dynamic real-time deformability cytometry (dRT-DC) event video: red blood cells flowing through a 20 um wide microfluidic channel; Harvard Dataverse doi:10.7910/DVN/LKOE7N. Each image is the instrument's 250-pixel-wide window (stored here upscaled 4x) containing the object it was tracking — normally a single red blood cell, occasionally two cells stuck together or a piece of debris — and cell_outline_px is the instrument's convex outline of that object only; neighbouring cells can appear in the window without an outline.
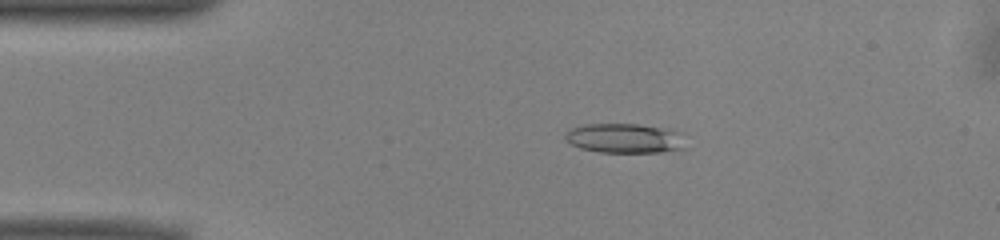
{"species": "common noctule bat (a hibernating species)", "species_latin": "Nyctalus noctula", "temperature_condition": "warm", "stored_images_in_passage": 51, "camera_frame_rate_fps": 3000, "um_per_image_px": 0.085, "animal": {"sex": "male", "body_mass_g": 13.0, "forearm_length_mm": 53.1}, "frame": {"image": 1, "passage_image": 10, "time_ms": 3.0, "image_size_px": [1000, 240], "cell_outline_px": [[688, 148], [660, 152], [600, 152], [580, 148], [572, 144], [564, 136], [564, 132], [572, 128], [584, 124], [640, 124], [672, 128], [684, 132]], "centroid_in_image_um": [53.23, 11.74], "position_along_channel_um": 31.8, "area_um2": 21.39}}
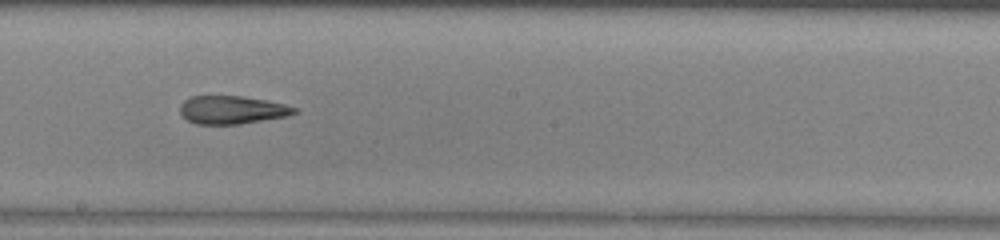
{"frame": {"image": 2, "passage_image": 28, "time_ms": 9.0, "image_size_px": [1000, 240], "cell_outline_px": [[300, 108], [296, 112], [288, 116], [240, 124], [196, 124], [188, 120], [180, 112], [180, 104], [184, 100], [192, 96], [244, 96], [268, 100]], "centroid_in_image_um": [19.75, 9.33], "position_along_channel_um": 228.4, "area_um2": 18.84}}
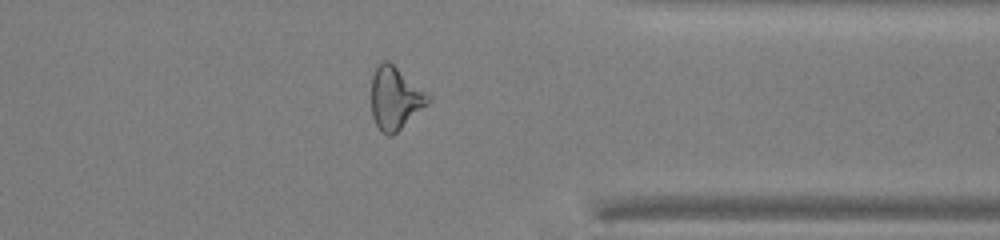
{"frame": {"image": 3, "passage_image": 40, "time_ms": 13.0, "image_size_px": [1000, 240], "cell_outline_px": [[432, 100], [428, 104], [392, 136], [388, 136], [380, 132], [372, 116], [372, 76], [376, 68], [384, 60], [388, 60], [428, 92], [432, 96]], "centroid_in_image_um": [33.61, 8.35], "position_along_channel_um": 377.8, "area_um2": 20.81}, "authors_computed_cell_mechanics": {"area_um2": 20.7502, "velocity_mm_per_s": 3.9826, "shape_relaxation_time_tau1_ms": null, "shape_relaxation_time_tau2_ms": 2.9159, "deformation_change_tau1": null, "deformation_change_tau2": 0.1388}}